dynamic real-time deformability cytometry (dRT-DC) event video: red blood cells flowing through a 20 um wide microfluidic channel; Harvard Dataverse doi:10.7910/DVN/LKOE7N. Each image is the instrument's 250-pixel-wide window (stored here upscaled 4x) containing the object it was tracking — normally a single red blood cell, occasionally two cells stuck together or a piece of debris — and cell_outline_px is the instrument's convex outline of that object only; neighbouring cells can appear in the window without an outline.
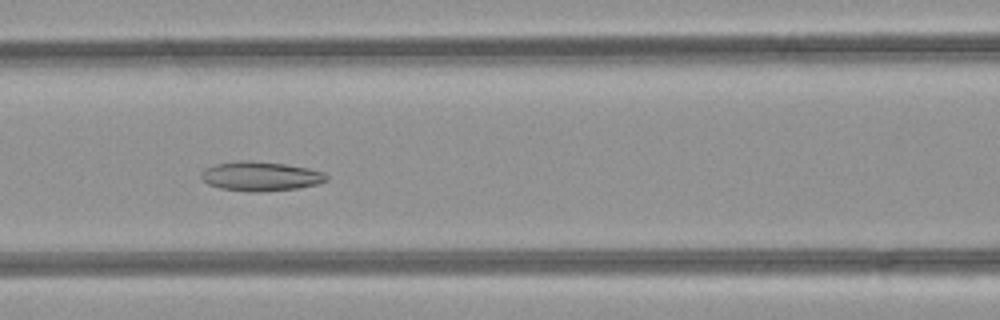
{"species": "common noctule bat (a hibernating species)", "species_latin": "Nyctalus noctula", "temperature_condition": "room temperature", "stored_images_in_passage": 43, "camera_frame_rate_fps": 3000, "um_per_image_px": 0.085, "animal": {"sex": "female", "body_mass_g": 21.9}, "frame": {"image": 1, "passage_image": 16, "time_ms": 5.0, "image_size_px": [1000, 320], "cell_outline_px": [[328, 180], [316, 184], [296, 188], [260, 192], [256, 192], [220, 188], [208, 184], [200, 176], [200, 172], [204, 168], [216, 164], [240, 160], [248, 160], [284, 164], [308, 168], [324, 172], [328, 176]], "centroid_in_image_um": [22.13, 14.97], "position_along_channel_um": 144.5, "area_um2": 21.33}}
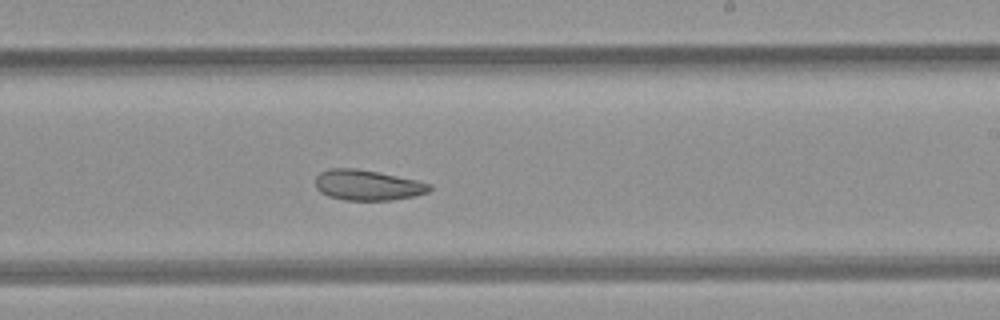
{"frame": {"image": 2, "passage_image": 24, "time_ms": 7.667, "image_size_px": [1000, 320], "cell_outline_px": [[432, 188], [428, 192], [412, 196], [392, 200], [344, 200], [328, 196], [320, 192], [316, 188], [316, 176], [320, 172], [328, 168], [356, 168], [416, 180], [432, 184]], "centroid_in_image_um": [31.21, 15.73], "position_along_channel_um": 257.8, "area_um2": 20.17}}
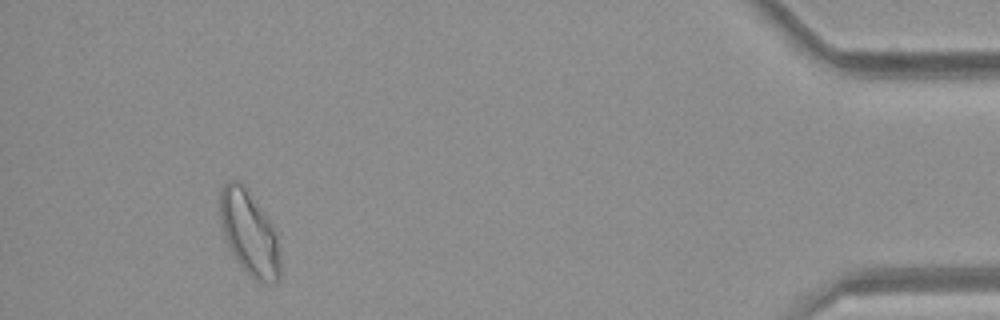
{"frame": {"image": 3, "passage_image": 40, "time_ms": 13.0, "image_size_px": [1000, 320], "cell_outline_px": [[280, 280], [272, 284], [256, 280], [236, 260], [224, 236], [220, 224], [220, 188], [228, 180], [236, 180], [244, 184], [276, 228], [280, 256]], "centroid_in_image_um": [21.21, 19.78], "position_along_channel_um": 414.0, "area_um2": 29.88}, "authors_computed_cell_mechanics": {"area_um2": 24.5072, "velocity_mm_per_s": 4.2631, "shape_relaxation_time_tau1_ms": null, "shape_relaxation_time_tau2_ms": 4.8791, "deformation_change_tau1": null, "deformation_change_tau2": 0.1173}}